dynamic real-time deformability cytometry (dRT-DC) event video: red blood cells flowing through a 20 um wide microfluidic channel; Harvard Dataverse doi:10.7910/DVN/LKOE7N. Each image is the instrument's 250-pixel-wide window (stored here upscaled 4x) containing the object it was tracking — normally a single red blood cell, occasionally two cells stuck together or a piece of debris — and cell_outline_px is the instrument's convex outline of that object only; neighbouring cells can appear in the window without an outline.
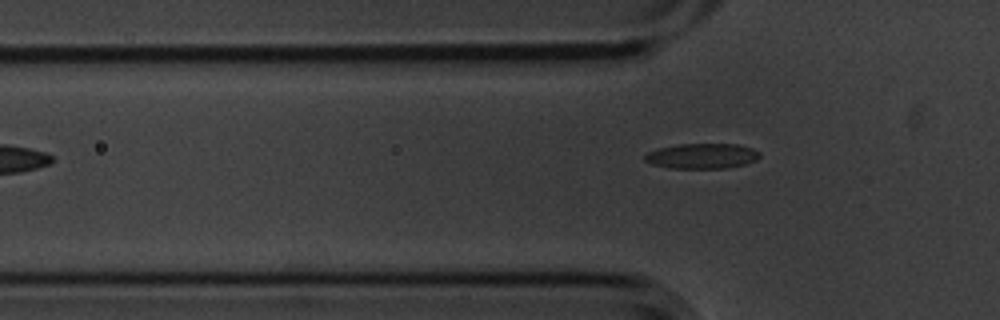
{"species": "common noctule bat (a hibernating species)", "species_latin": "Nyctalus noctula", "temperature_condition": "cold", "stored_images_in_passage": 7, "segment_of_instrument_passage": [2, 2], "camera_frame_rate_fps": 3000, "um_per_image_px": 0.085, "animal": {"sex": "male", "body_mass_g": 20.1, "forearm_length_mm": 53.5}, "frame": {"image": 1, "passage_image": 7, "time_ms": 2.0, "image_size_px": [1000, 320], "cell_outline_px": [[760, 156], [756, 160], [748, 164], [728, 168], [672, 168], [652, 164], [644, 160], [644, 156], [648, 152], [660, 148], [680, 144], [736, 144], [752, 148], [760, 152]], "centroid_in_image_um": [59.71, 13.26], "position_along_channel_um": 66.1, "area_um2": 16.88}}